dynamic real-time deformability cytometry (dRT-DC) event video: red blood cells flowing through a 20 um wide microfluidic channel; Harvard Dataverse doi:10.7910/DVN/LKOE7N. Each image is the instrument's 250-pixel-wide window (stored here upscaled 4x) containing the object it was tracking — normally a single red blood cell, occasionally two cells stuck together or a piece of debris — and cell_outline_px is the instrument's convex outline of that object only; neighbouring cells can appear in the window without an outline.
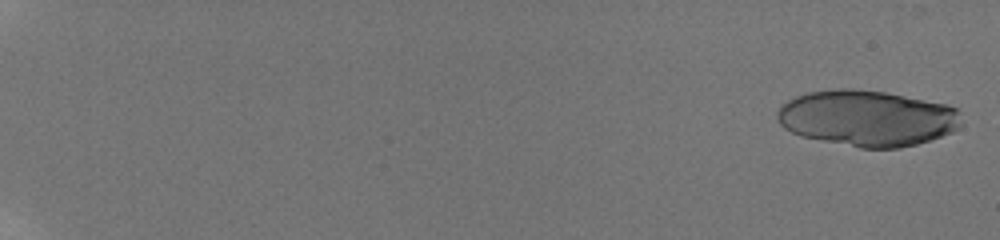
{"species": "human", "species_latin": "Homo sapiens", "temperature_condition": "room temperature", "stored_images_in_passage": 35, "camera_frame_rate_fps": 3000, "um_per_image_px": 0.085, "donor": {"sex": "male"}, "frame": {"image": 1, "passage_image": 2, "time_ms": 0.333, "image_size_px": [1000, 240], "cell_outline_px": [[960, 124], [952, 132], [916, 144], [900, 148], [860, 148], [800, 136], [784, 128], [780, 124], [776, 116], [776, 112], [780, 104], [796, 96], [808, 92], [832, 88], [852, 88], [884, 92], [948, 104], [956, 108], [960, 112]], "centroid_in_image_um": [73.67, 10.03], "position_along_channel_um": 11.3, "area_um2": 60.29}}